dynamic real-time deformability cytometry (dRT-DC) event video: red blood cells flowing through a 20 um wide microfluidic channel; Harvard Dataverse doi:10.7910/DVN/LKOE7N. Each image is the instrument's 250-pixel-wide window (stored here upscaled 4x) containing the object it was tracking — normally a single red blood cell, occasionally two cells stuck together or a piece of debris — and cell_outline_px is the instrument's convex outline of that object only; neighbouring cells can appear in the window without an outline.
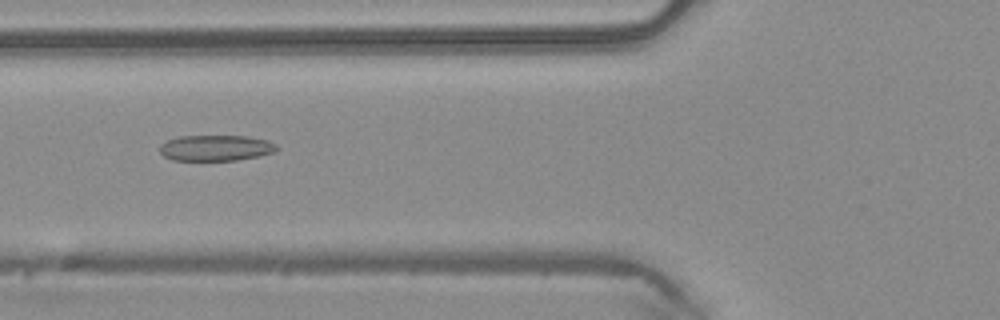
{"species": "common noctule bat (a hibernating species)", "species_latin": "Nyctalus noctula", "temperature_condition": "warm", "stored_images_in_passage": 42, "camera_frame_rate_fps": 3000, "um_per_image_px": 0.085, "animal": {"sex": "male", "body_mass_g": 20.4}, "frame": {"image": 1, "passage_image": 12, "time_ms": 3.667, "image_size_px": [1000, 320], "cell_outline_px": [[280, 148], [276, 152], [260, 156], [236, 160], [172, 160], [164, 156], [160, 152], [160, 144], [168, 140], [180, 136], [248, 136], [268, 140], [276, 144]], "centroid_in_image_um": [18.39, 12.57], "position_along_channel_um": 107.4, "area_um2": 17.74}}
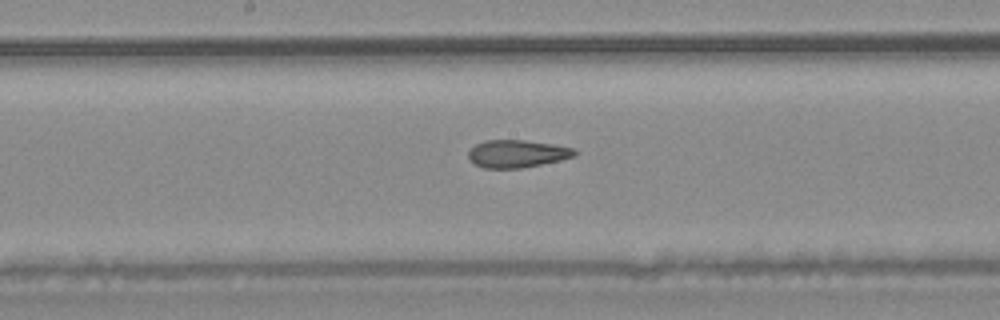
{"frame": {"image": 2, "passage_image": 19, "time_ms": 6.0, "image_size_px": [1000, 320], "cell_outline_px": [[580, 152], [576, 156], [560, 160], [520, 168], [484, 168], [476, 164], [468, 156], [468, 152], [476, 144], [484, 140], [524, 140], [552, 144], [576, 148]], "centroid_in_image_um": [44.01, 13.05], "position_along_channel_um": 204.2, "area_um2": 17.05}}
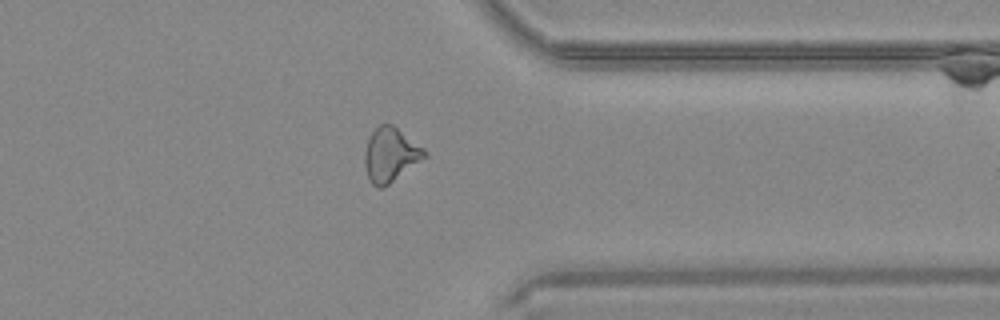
{"frame": {"image": 3, "passage_image": 32, "time_ms": 10.333, "image_size_px": [1000, 320], "cell_outline_px": [[428, 156], [384, 188], [380, 188], [372, 184], [368, 180], [364, 164], [364, 152], [368, 136], [380, 124], [392, 124], [424, 148], [428, 152]], "centroid_in_image_um": [33.18, 13.17], "position_along_channel_um": 378.2, "area_um2": 19.13}, "authors_computed_cell_mechanics": {"area_um2": 18.2359, "velocity_mm_per_s": 4.1304, "shape_relaxation_time_tau1_ms": null, "shape_relaxation_time_tau2_ms": 2.3455, "deformation_change_tau1": null, "deformation_change_tau2": 0.1053}}